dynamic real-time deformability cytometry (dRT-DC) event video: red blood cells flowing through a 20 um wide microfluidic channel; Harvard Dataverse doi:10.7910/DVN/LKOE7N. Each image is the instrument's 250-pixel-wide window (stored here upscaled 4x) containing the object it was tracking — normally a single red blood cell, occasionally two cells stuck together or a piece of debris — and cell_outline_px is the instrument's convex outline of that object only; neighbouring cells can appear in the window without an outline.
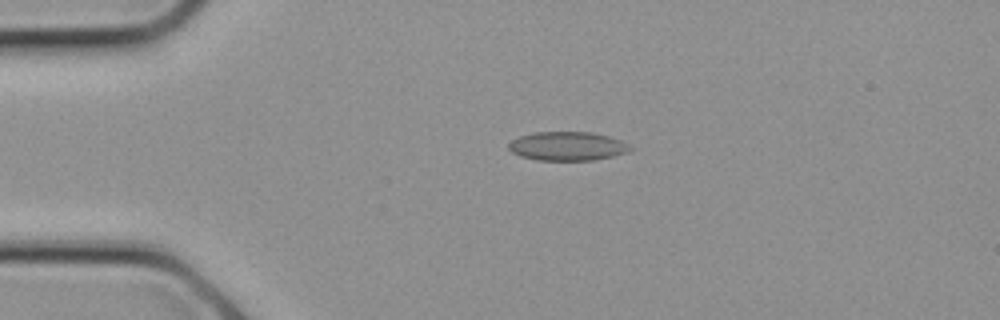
{"species": "common noctule bat (a hibernating species)", "species_latin": "Nyctalus noctula", "temperature_condition": "cold", "stored_images_in_passage": 25, "camera_frame_rate_fps": 3000, "um_per_image_px": 0.085, "animal": {"sex": "female", "body_mass_g": 21.9}, "frame": {"image": 1, "passage_image": 6, "time_ms": 1.667, "image_size_px": [1000, 320], "cell_outline_px": [[632, 148], [624, 152], [612, 156], [596, 160], [536, 160], [520, 156], [512, 152], [508, 148], [508, 144], [512, 140], [520, 136], [532, 132], [592, 132], [608, 136], [620, 140], [628, 144]], "centroid_in_image_um": [48.19, 12.42], "position_along_channel_um": 36.8, "area_um2": 20.35}}
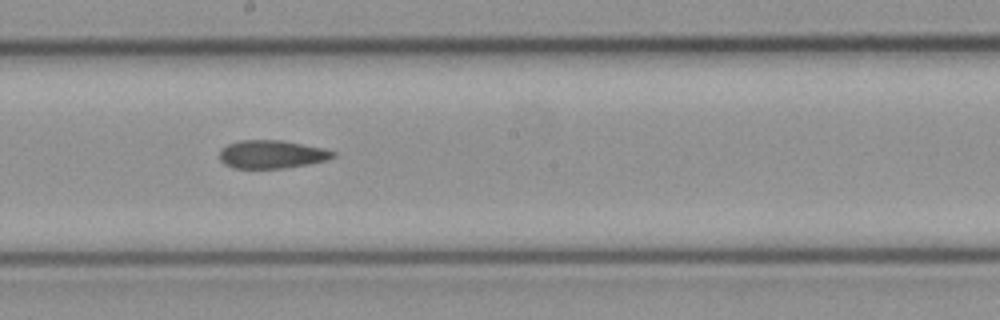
{"frame": {"image": 2, "passage_image": 14, "time_ms": 4.333, "image_size_px": [1000, 320], "cell_outline_px": [[336, 156], [328, 160], [308, 164], [284, 168], [232, 168], [224, 164], [220, 160], [220, 148], [228, 144], [240, 140], [280, 140], [324, 148], [336, 152]], "centroid_in_image_um": [23.1, 13.12], "position_along_channel_um": 225.1, "area_um2": 18.73}}
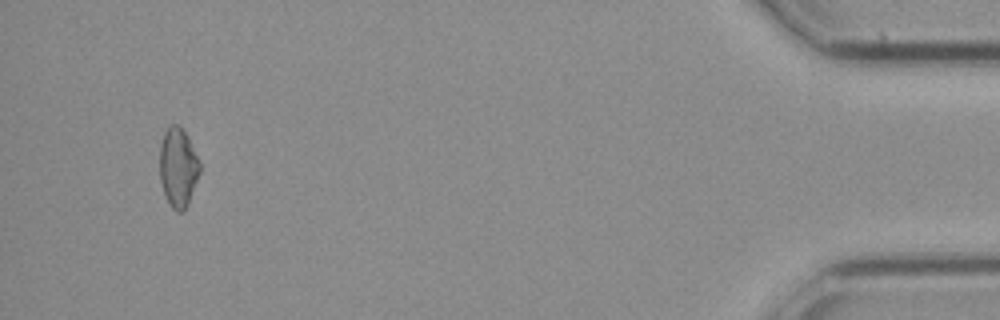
{"frame": {"image": 3, "passage_image": 24, "time_ms": 7.667, "image_size_px": [1000, 320], "cell_outline_px": [[200, 172], [188, 204], [184, 212], [176, 212], [172, 208], [164, 192], [160, 180], [160, 144], [164, 132], [172, 124], [180, 124], [188, 136], [200, 160]], "centroid_in_image_um": [15.15, 14.21], "position_along_channel_um": 420.0, "area_um2": 18.67}}